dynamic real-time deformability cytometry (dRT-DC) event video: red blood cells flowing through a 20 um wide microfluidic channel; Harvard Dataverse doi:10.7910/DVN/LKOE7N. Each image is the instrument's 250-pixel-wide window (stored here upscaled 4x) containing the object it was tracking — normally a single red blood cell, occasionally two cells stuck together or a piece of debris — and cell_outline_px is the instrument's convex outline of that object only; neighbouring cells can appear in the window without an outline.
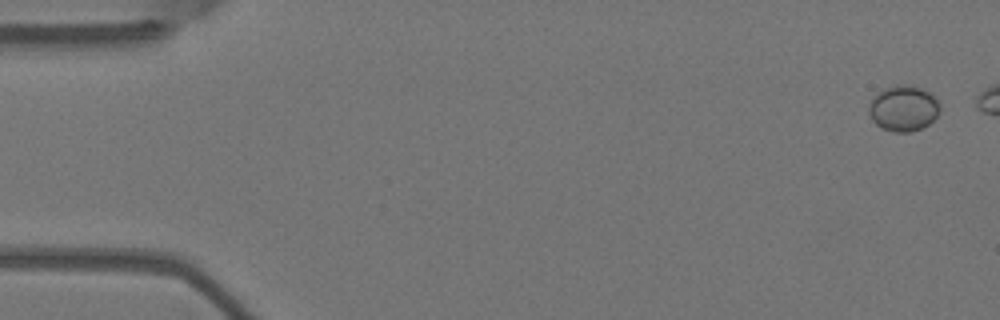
{"species": "Egyptian fruit bat (a non-hibernating species)", "species_latin": "Rousettus aegyptiacus", "temperature_condition": "warm", "stored_images_in_passage": 6, "camera_frame_rate_fps": 3000, "um_per_image_px": 0.085, "animal": {"sex": "female"}, "frame": {"image": 1, "passage_image": 1, "time_ms": 0.0, "image_size_px": [1000, 320], "cell_outline_px": [[940, 112], [928, 124], [912, 132], [892, 132], [880, 128], [872, 120], [868, 112], [868, 104], [872, 96], [884, 88], [896, 84], [908, 84], [932, 92], [940, 100]], "centroid_in_image_um": [76.78, 9.19], "position_along_channel_um": 8.2, "area_um2": 19.48}}
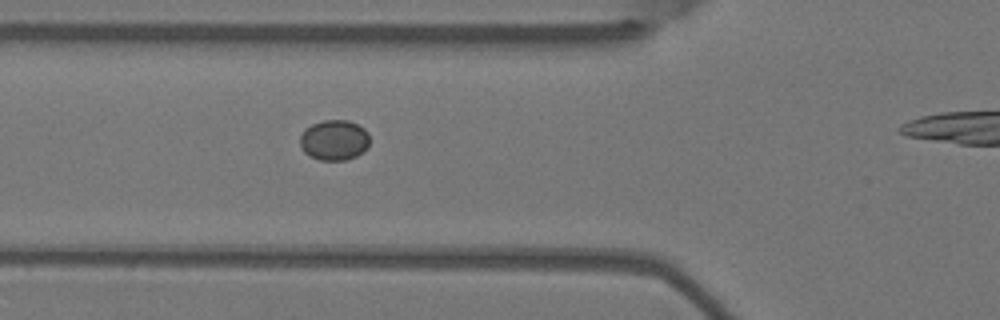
{"frame": {"image": 2, "passage_image": 5, "time_ms": 1.333, "image_size_px": [1000, 320], "cell_outline_px": [[368, 148], [364, 152], [356, 156], [344, 160], [320, 160], [308, 156], [304, 152], [300, 144], [300, 136], [304, 128], [312, 124], [324, 120], [348, 120], [364, 128], [368, 132]], "centroid_in_image_um": [28.4, 11.91], "position_along_channel_um": 97.4, "area_um2": 16.53}}